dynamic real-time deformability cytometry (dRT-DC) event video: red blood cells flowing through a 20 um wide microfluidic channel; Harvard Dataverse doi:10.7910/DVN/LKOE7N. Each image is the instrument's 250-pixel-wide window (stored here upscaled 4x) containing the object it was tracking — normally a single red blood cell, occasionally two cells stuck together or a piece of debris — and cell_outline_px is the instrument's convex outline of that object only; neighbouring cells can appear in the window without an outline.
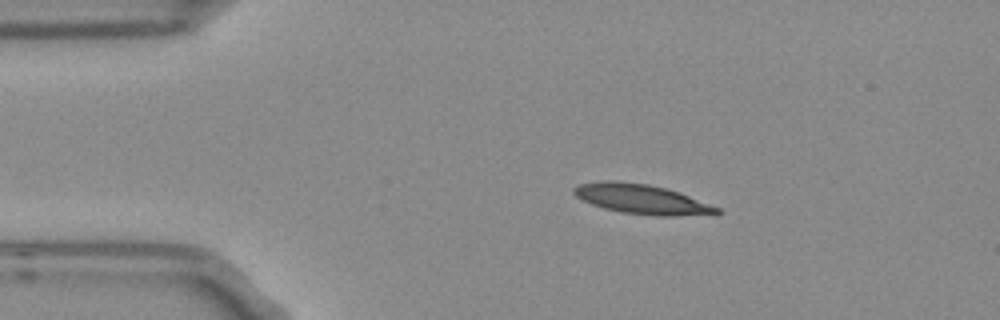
{"species": "Egyptian fruit bat (a non-hibernating species)", "species_latin": "Rousettus aegyptiacus", "temperature_condition": "room temperature", "stored_images_in_passage": 3, "camera_frame_rate_fps": 3000, "um_per_image_px": 0.085, "frame": {"image": 1, "passage_image": 2, "time_ms": 0.333, "image_size_px": [1000, 320], "cell_outline_px": [[720, 212], [716, 216], [656, 216], [624, 212], [604, 208], [592, 204], [576, 196], [572, 192], [572, 188], [580, 184], [608, 180], [648, 184], [664, 188], [688, 196], [720, 208]], "centroid_in_image_um": [54.61, 16.95], "position_along_channel_um": 30.4, "area_um2": 24.57}}